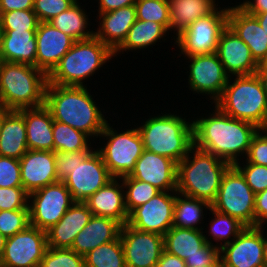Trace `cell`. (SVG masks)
I'll use <instances>...</instances> for the list:
<instances>
[{
	"instance_id": "3",
	"label": "cell",
	"mask_w": 267,
	"mask_h": 267,
	"mask_svg": "<svg viewBox=\"0 0 267 267\" xmlns=\"http://www.w3.org/2000/svg\"><path fill=\"white\" fill-rule=\"evenodd\" d=\"M231 165L212 153L192 146L177 164V192L212 204L224 173Z\"/></svg>"
},
{
	"instance_id": "51",
	"label": "cell",
	"mask_w": 267,
	"mask_h": 267,
	"mask_svg": "<svg viewBox=\"0 0 267 267\" xmlns=\"http://www.w3.org/2000/svg\"><path fill=\"white\" fill-rule=\"evenodd\" d=\"M34 0H0V15L13 10H33Z\"/></svg>"
},
{
	"instance_id": "23",
	"label": "cell",
	"mask_w": 267,
	"mask_h": 267,
	"mask_svg": "<svg viewBox=\"0 0 267 267\" xmlns=\"http://www.w3.org/2000/svg\"><path fill=\"white\" fill-rule=\"evenodd\" d=\"M124 190L121 178H113L84 202L93 215L115 219L123 226L129 216Z\"/></svg>"
},
{
	"instance_id": "22",
	"label": "cell",
	"mask_w": 267,
	"mask_h": 267,
	"mask_svg": "<svg viewBox=\"0 0 267 267\" xmlns=\"http://www.w3.org/2000/svg\"><path fill=\"white\" fill-rule=\"evenodd\" d=\"M228 7V26L246 43L260 65L267 57V33L253 15L247 14L238 5Z\"/></svg>"
},
{
	"instance_id": "14",
	"label": "cell",
	"mask_w": 267,
	"mask_h": 267,
	"mask_svg": "<svg viewBox=\"0 0 267 267\" xmlns=\"http://www.w3.org/2000/svg\"><path fill=\"white\" fill-rule=\"evenodd\" d=\"M176 191H161L145 204L134 208L127 225L134 229L164 234L173 226Z\"/></svg>"
},
{
	"instance_id": "58",
	"label": "cell",
	"mask_w": 267,
	"mask_h": 267,
	"mask_svg": "<svg viewBox=\"0 0 267 267\" xmlns=\"http://www.w3.org/2000/svg\"><path fill=\"white\" fill-rule=\"evenodd\" d=\"M267 233L264 234V249H263V260H264V267H267Z\"/></svg>"
},
{
	"instance_id": "28",
	"label": "cell",
	"mask_w": 267,
	"mask_h": 267,
	"mask_svg": "<svg viewBox=\"0 0 267 267\" xmlns=\"http://www.w3.org/2000/svg\"><path fill=\"white\" fill-rule=\"evenodd\" d=\"M36 30H0V61L35 66Z\"/></svg>"
},
{
	"instance_id": "56",
	"label": "cell",
	"mask_w": 267,
	"mask_h": 267,
	"mask_svg": "<svg viewBox=\"0 0 267 267\" xmlns=\"http://www.w3.org/2000/svg\"><path fill=\"white\" fill-rule=\"evenodd\" d=\"M256 74L258 75V77L260 78L264 91L266 93L267 96V69H258L256 71Z\"/></svg>"
},
{
	"instance_id": "45",
	"label": "cell",
	"mask_w": 267,
	"mask_h": 267,
	"mask_svg": "<svg viewBox=\"0 0 267 267\" xmlns=\"http://www.w3.org/2000/svg\"><path fill=\"white\" fill-rule=\"evenodd\" d=\"M78 0H34L33 11L39 22H49L51 19L69 9Z\"/></svg>"
},
{
	"instance_id": "21",
	"label": "cell",
	"mask_w": 267,
	"mask_h": 267,
	"mask_svg": "<svg viewBox=\"0 0 267 267\" xmlns=\"http://www.w3.org/2000/svg\"><path fill=\"white\" fill-rule=\"evenodd\" d=\"M19 160L21 182L29 194L58 181L54 151L28 150Z\"/></svg>"
},
{
	"instance_id": "19",
	"label": "cell",
	"mask_w": 267,
	"mask_h": 267,
	"mask_svg": "<svg viewBox=\"0 0 267 267\" xmlns=\"http://www.w3.org/2000/svg\"><path fill=\"white\" fill-rule=\"evenodd\" d=\"M216 53L229 77L253 75L259 68L250 48L228 25L220 35Z\"/></svg>"
},
{
	"instance_id": "15",
	"label": "cell",
	"mask_w": 267,
	"mask_h": 267,
	"mask_svg": "<svg viewBox=\"0 0 267 267\" xmlns=\"http://www.w3.org/2000/svg\"><path fill=\"white\" fill-rule=\"evenodd\" d=\"M126 267H151L158 264L164 251V237L134 229L125 224L120 230Z\"/></svg>"
},
{
	"instance_id": "38",
	"label": "cell",
	"mask_w": 267,
	"mask_h": 267,
	"mask_svg": "<svg viewBox=\"0 0 267 267\" xmlns=\"http://www.w3.org/2000/svg\"><path fill=\"white\" fill-rule=\"evenodd\" d=\"M125 191V206L130 213L134 208L145 204L161 191L150 183L125 176L121 178Z\"/></svg>"
},
{
	"instance_id": "33",
	"label": "cell",
	"mask_w": 267,
	"mask_h": 267,
	"mask_svg": "<svg viewBox=\"0 0 267 267\" xmlns=\"http://www.w3.org/2000/svg\"><path fill=\"white\" fill-rule=\"evenodd\" d=\"M210 208L211 204L209 202L176 191L173 227L204 230L199 224L204 223L201 222L205 218L203 210H210Z\"/></svg>"
},
{
	"instance_id": "36",
	"label": "cell",
	"mask_w": 267,
	"mask_h": 267,
	"mask_svg": "<svg viewBox=\"0 0 267 267\" xmlns=\"http://www.w3.org/2000/svg\"><path fill=\"white\" fill-rule=\"evenodd\" d=\"M52 132L54 151L72 152L79 150H95L91 147L92 144L90 140L92 139L88 135L67 124L53 121Z\"/></svg>"
},
{
	"instance_id": "50",
	"label": "cell",
	"mask_w": 267,
	"mask_h": 267,
	"mask_svg": "<svg viewBox=\"0 0 267 267\" xmlns=\"http://www.w3.org/2000/svg\"><path fill=\"white\" fill-rule=\"evenodd\" d=\"M255 227L267 224V189L255 194Z\"/></svg>"
},
{
	"instance_id": "53",
	"label": "cell",
	"mask_w": 267,
	"mask_h": 267,
	"mask_svg": "<svg viewBox=\"0 0 267 267\" xmlns=\"http://www.w3.org/2000/svg\"><path fill=\"white\" fill-rule=\"evenodd\" d=\"M238 6L249 15L267 12V0H243Z\"/></svg>"
},
{
	"instance_id": "57",
	"label": "cell",
	"mask_w": 267,
	"mask_h": 267,
	"mask_svg": "<svg viewBox=\"0 0 267 267\" xmlns=\"http://www.w3.org/2000/svg\"><path fill=\"white\" fill-rule=\"evenodd\" d=\"M10 111H11L10 109H7L6 107L0 105V133H1V130H2V126H3V123H4L5 116Z\"/></svg>"
},
{
	"instance_id": "40",
	"label": "cell",
	"mask_w": 267,
	"mask_h": 267,
	"mask_svg": "<svg viewBox=\"0 0 267 267\" xmlns=\"http://www.w3.org/2000/svg\"><path fill=\"white\" fill-rule=\"evenodd\" d=\"M38 24L33 10H13L0 15V30H37Z\"/></svg>"
},
{
	"instance_id": "48",
	"label": "cell",
	"mask_w": 267,
	"mask_h": 267,
	"mask_svg": "<svg viewBox=\"0 0 267 267\" xmlns=\"http://www.w3.org/2000/svg\"><path fill=\"white\" fill-rule=\"evenodd\" d=\"M245 159L249 163L267 166V129H259L253 136Z\"/></svg>"
},
{
	"instance_id": "5",
	"label": "cell",
	"mask_w": 267,
	"mask_h": 267,
	"mask_svg": "<svg viewBox=\"0 0 267 267\" xmlns=\"http://www.w3.org/2000/svg\"><path fill=\"white\" fill-rule=\"evenodd\" d=\"M48 76L29 64L0 61V105L10 110L45 105Z\"/></svg>"
},
{
	"instance_id": "13",
	"label": "cell",
	"mask_w": 267,
	"mask_h": 267,
	"mask_svg": "<svg viewBox=\"0 0 267 267\" xmlns=\"http://www.w3.org/2000/svg\"><path fill=\"white\" fill-rule=\"evenodd\" d=\"M47 248L46 231L28 225L6 239L0 267H39Z\"/></svg>"
},
{
	"instance_id": "49",
	"label": "cell",
	"mask_w": 267,
	"mask_h": 267,
	"mask_svg": "<svg viewBox=\"0 0 267 267\" xmlns=\"http://www.w3.org/2000/svg\"><path fill=\"white\" fill-rule=\"evenodd\" d=\"M220 257V249L214 244L205 243L201 247V253L187 257L184 262L187 267H202L213 264Z\"/></svg>"
},
{
	"instance_id": "31",
	"label": "cell",
	"mask_w": 267,
	"mask_h": 267,
	"mask_svg": "<svg viewBox=\"0 0 267 267\" xmlns=\"http://www.w3.org/2000/svg\"><path fill=\"white\" fill-rule=\"evenodd\" d=\"M169 35V31L160 23L154 21H143L136 19L135 23L128 31V35L122 45L114 52V56L123 54L126 50L133 52L136 50L156 45V42H160L161 38L165 42L166 35ZM159 40V41H158ZM152 45V46H151Z\"/></svg>"
},
{
	"instance_id": "37",
	"label": "cell",
	"mask_w": 267,
	"mask_h": 267,
	"mask_svg": "<svg viewBox=\"0 0 267 267\" xmlns=\"http://www.w3.org/2000/svg\"><path fill=\"white\" fill-rule=\"evenodd\" d=\"M85 267H126L120 236L84 256Z\"/></svg>"
},
{
	"instance_id": "6",
	"label": "cell",
	"mask_w": 267,
	"mask_h": 267,
	"mask_svg": "<svg viewBox=\"0 0 267 267\" xmlns=\"http://www.w3.org/2000/svg\"><path fill=\"white\" fill-rule=\"evenodd\" d=\"M114 52L100 39L75 41L48 75L47 84L85 86V80L94 76L101 67L113 59Z\"/></svg>"
},
{
	"instance_id": "9",
	"label": "cell",
	"mask_w": 267,
	"mask_h": 267,
	"mask_svg": "<svg viewBox=\"0 0 267 267\" xmlns=\"http://www.w3.org/2000/svg\"><path fill=\"white\" fill-rule=\"evenodd\" d=\"M211 207L235 217L246 227H255V193L234 165L224 173L217 197Z\"/></svg>"
},
{
	"instance_id": "34",
	"label": "cell",
	"mask_w": 267,
	"mask_h": 267,
	"mask_svg": "<svg viewBox=\"0 0 267 267\" xmlns=\"http://www.w3.org/2000/svg\"><path fill=\"white\" fill-rule=\"evenodd\" d=\"M79 0L69 9L63 11L49 21L54 27L72 37L75 41L87 40L94 37V31L87 29L91 20Z\"/></svg>"
},
{
	"instance_id": "4",
	"label": "cell",
	"mask_w": 267,
	"mask_h": 267,
	"mask_svg": "<svg viewBox=\"0 0 267 267\" xmlns=\"http://www.w3.org/2000/svg\"><path fill=\"white\" fill-rule=\"evenodd\" d=\"M145 120L137 125L144 150L166 156L178 164L193 146V120L188 122L186 117L171 112Z\"/></svg>"
},
{
	"instance_id": "44",
	"label": "cell",
	"mask_w": 267,
	"mask_h": 267,
	"mask_svg": "<svg viewBox=\"0 0 267 267\" xmlns=\"http://www.w3.org/2000/svg\"><path fill=\"white\" fill-rule=\"evenodd\" d=\"M237 162L234 166L244 176L246 183L252 191L257 194L267 189V166L249 163L247 160L240 164Z\"/></svg>"
},
{
	"instance_id": "35",
	"label": "cell",
	"mask_w": 267,
	"mask_h": 267,
	"mask_svg": "<svg viewBox=\"0 0 267 267\" xmlns=\"http://www.w3.org/2000/svg\"><path fill=\"white\" fill-rule=\"evenodd\" d=\"M214 218L210 219L209 223V230L208 232L204 234L205 240L209 244L213 241L211 239H214V244L217 248L221 249L223 246L231 243L246 227L244 224H242L238 219L235 217H231L227 214L221 213L213 209L212 207L209 210ZM211 236L208 238V236ZM220 242V245H218Z\"/></svg>"
},
{
	"instance_id": "55",
	"label": "cell",
	"mask_w": 267,
	"mask_h": 267,
	"mask_svg": "<svg viewBox=\"0 0 267 267\" xmlns=\"http://www.w3.org/2000/svg\"><path fill=\"white\" fill-rule=\"evenodd\" d=\"M259 22L260 26L267 33V12L253 15Z\"/></svg>"
},
{
	"instance_id": "61",
	"label": "cell",
	"mask_w": 267,
	"mask_h": 267,
	"mask_svg": "<svg viewBox=\"0 0 267 267\" xmlns=\"http://www.w3.org/2000/svg\"><path fill=\"white\" fill-rule=\"evenodd\" d=\"M258 69H267V57L259 65V68Z\"/></svg>"
},
{
	"instance_id": "60",
	"label": "cell",
	"mask_w": 267,
	"mask_h": 267,
	"mask_svg": "<svg viewBox=\"0 0 267 267\" xmlns=\"http://www.w3.org/2000/svg\"><path fill=\"white\" fill-rule=\"evenodd\" d=\"M202 267H223L221 258L219 257L213 264L203 265Z\"/></svg>"
},
{
	"instance_id": "27",
	"label": "cell",
	"mask_w": 267,
	"mask_h": 267,
	"mask_svg": "<svg viewBox=\"0 0 267 267\" xmlns=\"http://www.w3.org/2000/svg\"><path fill=\"white\" fill-rule=\"evenodd\" d=\"M26 125L28 150L54 151L53 117L45 106L19 109Z\"/></svg>"
},
{
	"instance_id": "29",
	"label": "cell",
	"mask_w": 267,
	"mask_h": 267,
	"mask_svg": "<svg viewBox=\"0 0 267 267\" xmlns=\"http://www.w3.org/2000/svg\"><path fill=\"white\" fill-rule=\"evenodd\" d=\"M170 15V32L176 37L192 23L212 14L218 7L216 0H168ZM217 4V5H216Z\"/></svg>"
},
{
	"instance_id": "24",
	"label": "cell",
	"mask_w": 267,
	"mask_h": 267,
	"mask_svg": "<svg viewBox=\"0 0 267 267\" xmlns=\"http://www.w3.org/2000/svg\"><path fill=\"white\" fill-rule=\"evenodd\" d=\"M92 216L85 202L75 201L59 222L46 231L48 247L71 248L76 235L88 224Z\"/></svg>"
},
{
	"instance_id": "25",
	"label": "cell",
	"mask_w": 267,
	"mask_h": 267,
	"mask_svg": "<svg viewBox=\"0 0 267 267\" xmlns=\"http://www.w3.org/2000/svg\"><path fill=\"white\" fill-rule=\"evenodd\" d=\"M97 16L99 25L97 31H94V36L115 52L122 45L129 29L136 21L135 5L97 14Z\"/></svg>"
},
{
	"instance_id": "46",
	"label": "cell",
	"mask_w": 267,
	"mask_h": 267,
	"mask_svg": "<svg viewBox=\"0 0 267 267\" xmlns=\"http://www.w3.org/2000/svg\"><path fill=\"white\" fill-rule=\"evenodd\" d=\"M29 193L23 187H0V211L29 209Z\"/></svg>"
},
{
	"instance_id": "17",
	"label": "cell",
	"mask_w": 267,
	"mask_h": 267,
	"mask_svg": "<svg viewBox=\"0 0 267 267\" xmlns=\"http://www.w3.org/2000/svg\"><path fill=\"white\" fill-rule=\"evenodd\" d=\"M264 227H245L229 244L220 249L223 267H264Z\"/></svg>"
},
{
	"instance_id": "43",
	"label": "cell",
	"mask_w": 267,
	"mask_h": 267,
	"mask_svg": "<svg viewBox=\"0 0 267 267\" xmlns=\"http://www.w3.org/2000/svg\"><path fill=\"white\" fill-rule=\"evenodd\" d=\"M94 150L72 152L54 151L56 175L63 181L78 164L82 163Z\"/></svg>"
},
{
	"instance_id": "41",
	"label": "cell",
	"mask_w": 267,
	"mask_h": 267,
	"mask_svg": "<svg viewBox=\"0 0 267 267\" xmlns=\"http://www.w3.org/2000/svg\"><path fill=\"white\" fill-rule=\"evenodd\" d=\"M39 267H85L84 256L71 248L48 247Z\"/></svg>"
},
{
	"instance_id": "1",
	"label": "cell",
	"mask_w": 267,
	"mask_h": 267,
	"mask_svg": "<svg viewBox=\"0 0 267 267\" xmlns=\"http://www.w3.org/2000/svg\"><path fill=\"white\" fill-rule=\"evenodd\" d=\"M213 111L208 116L193 119V145L230 165H235L242 157L245 161L251 140L260 128L230 117L216 105Z\"/></svg>"
},
{
	"instance_id": "54",
	"label": "cell",
	"mask_w": 267,
	"mask_h": 267,
	"mask_svg": "<svg viewBox=\"0 0 267 267\" xmlns=\"http://www.w3.org/2000/svg\"><path fill=\"white\" fill-rule=\"evenodd\" d=\"M159 267H187L184 260L163 251L158 261Z\"/></svg>"
},
{
	"instance_id": "2",
	"label": "cell",
	"mask_w": 267,
	"mask_h": 267,
	"mask_svg": "<svg viewBox=\"0 0 267 267\" xmlns=\"http://www.w3.org/2000/svg\"><path fill=\"white\" fill-rule=\"evenodd\" d=\"M95 101L87 85L47 84L46 86L45 106L50 110L53 120L85 133L93 138L92 141L99 137L108 122V117L105 118L103 114L107 112L103 111Z\"/></svg>"
},
{
	"instance_id": "59",
	"label": "cell",
	"mask_w": 267,
	"mask_h": 267,
	"mask_svg": "<svg viewBox=\"0 0 267 267\" xmlns=\"http://www.w3.org/2000/svg\"><path fill=\"white\" fill-rule=\"evenodd\" d=\"M6 239L7 238L0 233V259L2 257L3 251H4Z\"/></svg>"
},
{
	"instance_id": "18",
	"label": "cell",
	"mask_w": 267,
	"mask_h": 267,
	"mask_svg": "<svg viewBox=\"0 0 267 267\" xmlns=\"http://www.w3.org/2000/svg\"><path fill=\"white\" fill-rule=\"evenodd\" d=\"M75 40L54 27L49 22H39L36 30L35 67L47 76L57 66L60 59L71 49Z\"/></svg>"
},
{
	"instance_id": "32",
	"label": "cell",
	"mask_w": 267,
	"mask_h": 267,
	"mask_svg": "<svg viewBox=\"0 0 267 267\" xmlns=\"http://www.w3.org/2000/svg\"><path fill=\"white\" fill-rule=\"evenodd\" d=\"M163 237L164 251L183 260L201 253V247L206 243L203 230L172 226Z\"/></svg>"
},
{
	"instance_id": "8",
	"label": "cell",
	"mask_w": 267,
	"mask_h": 267,
	"mask_svg": "<svg viewBox=\"0 0 267 267\" xmlns=\"http://www.w3.org/2000/svg\"><path fill=\"white\" fill-rule=\"evenodd\" d=\"M111 123H106L99 135V140L105 142L96 150L100 153L109 173L114 178L128 176L133 171L136 161L144 151V145L137 127L118 132ZM104 138V141H103Z\"/></svg>"
},
{
	"instance_id": "7",
	"label": "cell",
	"mask_w": 267,
	"mask_h": 267,
	"mask_svg": "<svg viewBox=\"0 0 267 267\" xmlns=\"http://www.w3.org/2000/svg\"><path fill=\"white\" fill-rule=\"evenodd\" d=\"M214 104L232 118L267 129V96L257 74L229 77L221 97Z\"/></svg>"
},
{
	"instance_id": "11",
	"label": "cell",
	"mask_w": 267,
	"mask_h": 267,
	"mask_svg": "<svg viewBox=\"0 0 267 267\" xmlns=\"http://www.w3.org/2000/svg\"><path fill=\"white\" fill-rule=\"evenodd\" d=\"M75 201L63 181H57L29 194V222L47 231L57 224Z\"/></svg>"
},
{
	"instance_id": "12",
	"label": "cell",
	"mask_w": 267,
	"mask_h": 267,
	"mask_svg": "<svg viewBox=\"0 0 267 267\" xmlns=\"http://www.w3.org/2000/svg\"><path fill=\"white\" fill-rule=\"evenodd\" d=\"M189 60L188 88L193 94L208 95L215 103L222 95L229 76L226 74L218 54L183 56Z\"/></svg>"
},
{
	"instance_id": "42",
	"label": "cell",
	"mask_w": 267,
	"mask_h": 267,
	"mask_svg": "<svg viewBox=\"0 0 267 267\" xmlns=\"http://www.w3.org/2000/svg\"><path fill=\"white\" fill-rule=\"evenodd\" d=\"M29 222V209L0 211V233L6 238L24 230Z\"/></svg>"
},
{
	"instance_id": "47",
	"label": "cell",
	"mask_w": 267,
	"mask_h": 267,
	"mask_svg": "<svg viewBox=\"0 0 267 267\" xmlns=\"http://www.w3.org/2000/svg\"><path fill=\"white\" fill-rule=\"evenodd\" d=\"M0 187H23L19 159L0 156Z\"/></svg>"
},
{
	"instance_id": "10",
	"label": "cell",
	"mask_w": 267,
	"mask_h": 267,
	"mask_svg": "<svg viewBox=\"0 0 267 267\" xmlns=\"http://www.w3.org/2000/svg\"><path fill=\"white\" fill-rule=\"evenodd\" d=\"M219 7L210 15L199 18L177 37H174L180 54L193 56L217 52L221 33L228 25V7ZM176 38V39H175Z\"/></svg>"
},
{
	"instance_id": "52",
	"label": "cell",
	"mask_w": 267,
	"mask_h": 267,
	"mask_svg": "<svg viewBox=\"0 0 267 267\" xmlns=\"http://www.w3.org/2000/svg\"><path fill=\"white\" fill-rule=\"evenodd\" d=\"M137 0H96L98 2V14L106 13L122 7L135 5Z\"/></svg>"
},
{
	"instance_id": "30",
	"label": "cell",
	"mask_w": 267,
	"mask_h": 267,
	"mask_svg": "<svg viewBox=\"0 0 267 267\" xmlns=\"http://www.w3.org/2000/svg\"><path fill=\"white\" fill-rule=\"evenodd\" d=\"M28 151L26 125L19 110H11L0 133V156L20 159Z\"/></svg>"
},
{
	"instance_id": "26",
	"label": "cell",
	"mask_w": 267,
	"mask_h": 267,
	"mask_svg": "<svg viewBox=\"0 0 267 267\" xmlns=\"http://www.w3.org/2000/svg\"><path fill=\"white\" fill-rule=\"evenodd\" d=\"M122 225L115 219L93 215L88 224L76 235L71 249L85 256L98 246L116 240Z\"/></svg>"
},
{
	"instance_id": "20",
	"label": "cell",
	"mask_w": 267,
	"mask_h": 267,
	"mask_svg": "<svg viewBox=\"0 0 267 267\" xmlns=\"http://www.w3.org/2000/svg\"><path fill=\"white\" fill-rule=\"evenodd\" d=\"M130 177L150 183L160 191L177 190V163L172 159L144 150Z\"/></svg>"
},
{
	"instance_id": "16",
	"label": "cell",
	"mask_w": 267,
	"mask_h": 267,
	"mask_svg": "<svg viewBox=\"0 0 267 267\" xmlns=\"http://www.w3.org/2000/svg\"><path fill=\"white\" fill-rule=\"evenodd\" d=\"M114 177L109 173L100 153L95 149L63 180L74 201L84 202Z\"/></svg>"
},
{
	"instance_id": "39",
	"label": "cell",
	"mask_w": 267,
	"mask_h": 267,
	"mask_svg": "<svg viewBox=\"0 0 267 267\" xmlns=\"http://www.w3.org/2000/svg\"><path fill=\"white\" fill-rule=\"evenodd\" d=\"M136 19L154 21L170 31V9L168 0H137Z\"/></svg>"
}]
</instances>
